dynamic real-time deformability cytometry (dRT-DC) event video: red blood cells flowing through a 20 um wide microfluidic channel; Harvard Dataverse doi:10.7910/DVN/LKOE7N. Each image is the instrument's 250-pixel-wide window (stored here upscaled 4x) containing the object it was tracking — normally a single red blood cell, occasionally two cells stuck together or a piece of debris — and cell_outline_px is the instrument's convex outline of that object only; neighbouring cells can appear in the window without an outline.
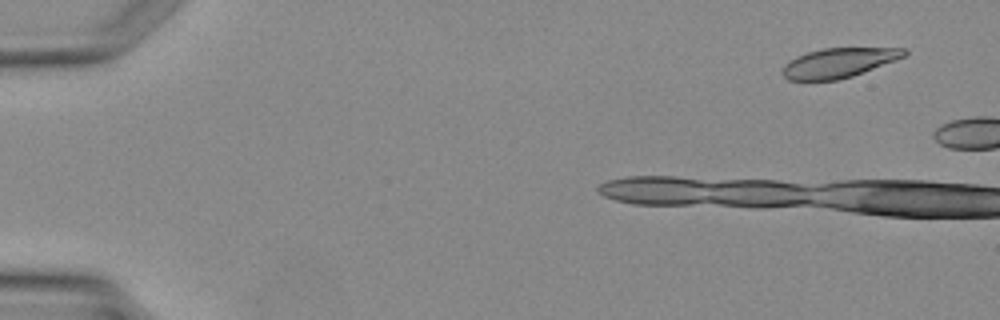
{"species": "Egyptian fruit bat (a non-hibernating species)", "species_latin": "Rousettus aegyptiacus", "temperature_condition": "warm", "stored_images_in_passage": 2, "camera_frame_rate_fps": 3000, "um_per_image_px": 0.085, "animal": {"sex": "female"}, "frame": {"image": 1, "passage_image": 1, "time_ms": 0.0, "image_size_px": [1000, 320], "cell_outline_px": [[908, 52], [904, 56], [852, 76], [836, 80], [788, 80], [780, 72], [784, 64], [796, 56], [808, 52], [824, 48], [908, 48]], "centroid_in_image_um": [71.24, 5.33], "position_along_channel_um": 13.8, "area_um2": 20.75}}